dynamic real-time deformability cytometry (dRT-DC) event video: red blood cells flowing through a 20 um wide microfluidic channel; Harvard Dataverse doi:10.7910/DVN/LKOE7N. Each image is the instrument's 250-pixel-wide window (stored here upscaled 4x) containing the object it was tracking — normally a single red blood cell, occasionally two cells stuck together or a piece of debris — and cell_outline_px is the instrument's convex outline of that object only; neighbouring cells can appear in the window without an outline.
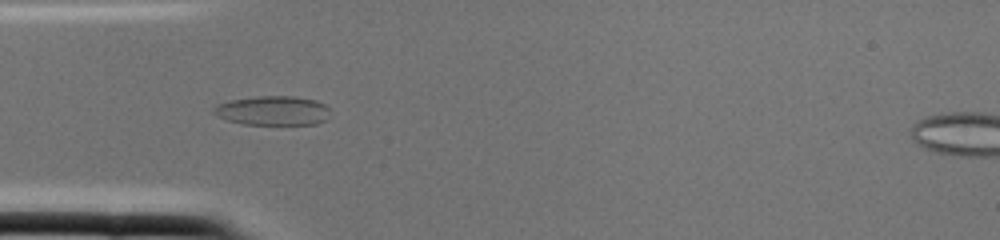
{"species": "common noctule bat (a hibernating species)", "species_latin": "Nyctalus noctula", "temperature_condition": "cold", "stored_images_in_passage": 1, "camera_frame_rate_fps": 3000, "um_per_image_px": 0.085, "animal": {"sex": "female", "body_mass_g": 22.0, "forearm_length_mm": 56.7}, "frame": {"image": 1, "passage_image": 1, "time_ms": 0.0, "image_size_px": [1000, 240], "cell_outline_px": [[332, 108], [324, 120], [316, 124], [244, 124], [228, 120], [212, 112], [212, 108], [216, 104], [232, 100], [260, 96], [292, 96], [316, 100]], "centroid_in_image_um": [23.21, 9.39], "position_along_channel_um": 61.8, "area_um2": 19.77}}